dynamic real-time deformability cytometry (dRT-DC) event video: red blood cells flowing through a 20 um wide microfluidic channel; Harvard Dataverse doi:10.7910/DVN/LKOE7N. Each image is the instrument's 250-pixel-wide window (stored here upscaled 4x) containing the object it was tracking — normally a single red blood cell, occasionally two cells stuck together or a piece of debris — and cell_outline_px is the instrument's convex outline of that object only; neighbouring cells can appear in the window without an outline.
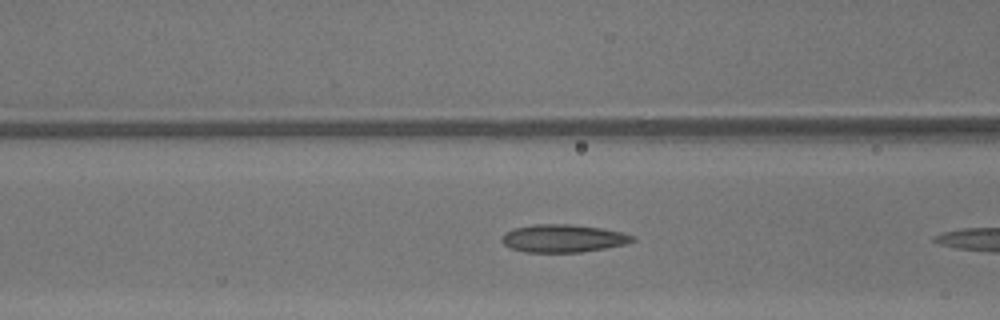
{"species": "common noctule bat (a hibernating species)", "species_latin": "Nyctalus noctula", "temperature_condition": "warm", "stored_images_in_passage": 5, "camera_frame_rate_fps": 3000, "um_per_image_px": 0.085, "animal": {"sex": "male", "body_mass_g": 13.3}, "frame": {"image": 1, "passage_image": 4, "time_ms": 1.0, "image_size_px": [1000, 320], "cell_outline_px": [[636, 240], [628, 244], [580, 252], [524, 252], [512, 248], [504, 244], [500, 240], [500, 236], [504, 232], [512, 228], [532, 224], [572, 224], [600, 228], [620, 232], [636, 236]], "centroid_in_image_um": [47.84, 20.25], "position_along_channel_um": 118.8, "area_um2": 21.39}}